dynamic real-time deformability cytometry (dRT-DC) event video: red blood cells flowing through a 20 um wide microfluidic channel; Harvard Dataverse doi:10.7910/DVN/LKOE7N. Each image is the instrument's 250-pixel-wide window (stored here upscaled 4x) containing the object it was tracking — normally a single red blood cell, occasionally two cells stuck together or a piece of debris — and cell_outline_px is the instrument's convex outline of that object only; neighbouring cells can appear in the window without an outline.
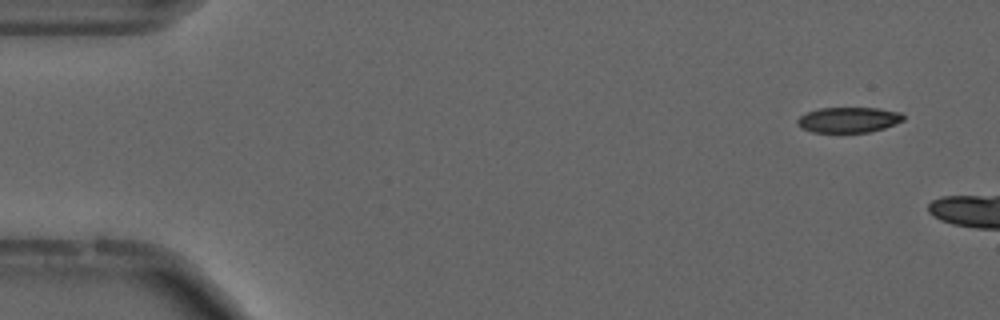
{"species": "common noctule bat (a hibernating species)", "species_latin": "Nyctalus noctula", "temperature_condition": "cold", "stored_images_in_passage": 9, "camera_frame_rate_fps": 3000, "um_per_image_px": 0.085, "animal": {"sex": "male", "forearm_length_mm": 52.5}, "frame": {"image": 1, "passage_image": 4, "time_ms": 1.0, "image_size_px": [1000, 320], "cell_outline_px": [[904, 120], [884, 128], [868, 132], [812, 132], [800, 128], [796, 124], [796, 120], [804, 112], [820, 108], [880, 108], [900, 112], [904, 116]], "centroid_in_image_um": [72.08, 10.18], "position_along_channel_um": 12.9, "area_um2": 15.84}}